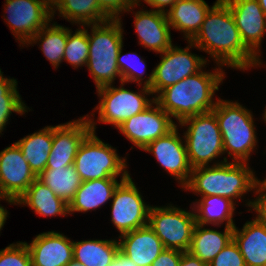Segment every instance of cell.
Instances as JSON below:
<instances>
[{
	"mask_svg": "<svg viewBox=\"0 0 266 266\" xmlns=\"http://www.w3.org/2000/svg\"><path fill=\"white\" fill-rule=\"evenodd\" d=\"M192 47L205 51L218 65L248 70L261 64L243 43L234 17L224 0H217L207 12Z\"/></svg>",
	"mask_w": 266,
	"mask_h": 266,
	"instance_id": "6da1fadb",
	"label": "cell"
},
{
	"mask_svg": "<svg viewBox=\"0 0 266 266\" xmlns=\"http://www.w3.org/2000/svg\"><path fill=\"white\" fill-rule=\"evenodd\" d=\"M224 76L220 67L214 72L200 70L163 89L154 97L155 101L179 123L190 116L211 112L217 104V101H213L215 91L219 89Z\"/></svg>",
	"mask_w": 266,
	"mask_h": 266,
	"instance_id": "7a4b0ae2",
	"label": "cell"
},
{
	"mask_svg": "<svg viewBox=\"0 0 266 266\" xmlns=\"http://www.w3.org/2000/svg\"><path fill=\"white\" fill-rule=\"evenodd\" d=\"M247 163L224 161L213 166H200L193 168L188 183L183 187L201 196H220L234 199L255 190L260 180L255 178L253 171Z\"/></svg>",
	"mask_w": 266,
	"mask_h": 266,
	"instance_id": "3957f363",
	"label": "cell"
},
{
	"mask_svg": "<svg viewBox=\"0 0 266 266\" xmlns=\"http://www.w3.org/2000/svg\"><path fill=\"white\" fill-rule=\"evenodd\" d=\"M121 18L109 19L98 24H87L92 29L88 33L89 56L86 63L96 89L113 85L112 82L121 74L117 64L118 53L123 47V30Z\"/></svg>",
	"mask_w": 266,
	"mask_h": 266,
	"instance_id": "277c9868",
	"label": "cell"
},
{
	"mask_svg": "<svg viewBox=\"0 0 266 266\" xmlns=\"http://www.w3.org/2000/svg\"><path fill=\"white\" fill-rule=\"evenodd\" d=\"M212 112L221 131L224 153L233 155L234 162L246 163L257 145L252 113L237 102L222 99L217 100Z\"/></svg>",
	"mask_w": 266,
	"mask_h": 266,
	"instance_id": "5b68a950",
	"label": "cell"
},
{
	"mask_svg": "<svg viewBox=\"0 0 266 266\" xmlns=\"http://www.w3.org/2000/svg\"><path fill=\"white\" fill-rule=\"evenodd\" d=\"M92 120L89 119L91 132L81 142L74 159L76 172L82 181L117 178L120 173L121 178H127L129 173L126 171V159L119 157L115 148L95 135L96 123Z\"/></svg>",
	"mask_w": 266,
	"mask_h": 266,
	"instance_id": "8992f818",
	"label": "cell"
},
{
	"mask_svg": "<svg viewBox=\"0 0 266 266\" xmlns=\"http://www.w3.org/2000/svg\"><path fill=\"white\" fill-rule=\"evenodd\" d=\"M179 124L188 125L183 137L192 169L208 166L209 162L224 153L221 131L212 111L190 116Z\"/></svg>",
	"mask_w": 266,
	"mask_h": 266,
	"instance_id": "52a82bcc",
	"label": "cell"
},
{
	"mask_svg": "<svg viewBox=\"0 0 266 266\" xmlns=\"http://www.w3.org/2000/svg\"><path fill=\"white\" fill-rule=\"evenodd\" d=\"M148 225L166 249L189 251L196 225L194 212L175 206L150 207Z\"/></svg>",
	"mask_w": 266,
	"mask_h": 266,
	"instance_id": "ba28073f",
	"label": "cell"
},
{
	"mask_svg": "<svg viewBox=\"0 0 266 266\" xmlns=\"http://www.w3.org/2000/svg\"><path fill=\"white\" fill-rule=\"evenodd\" d=\"M115 88L112 85L103 86L97 89L101 101L94 109H99L98 120L105 124L114 125L116 128L121 126L128 118L143 112L155 98L148 100L146 95L152 94L149 87L143 85L141 93L127 90L123 87ZM146 94V95H145Z\"/></svg>",
	"mask_w": 266,
	"mask_h": 266,
	"instance_id": "9c48e42d",
	"label": "cell"
},
{
	"mask_svg": "<svg viewBox=\"0 0 266 266\" xmlns=\"http://www.w3.org/2000/svg\"><path fill=\"white\" fill-rule=\"evenodd\" d=\"M181 49L173 44L161 53V61L144 82L154 93H160L168 86L196 74L206 64V59L189 52L192 43Z\"/></svg>",
	"mask_w": 266,
	"mask_h": 266,
	"instance_id": "30bf717a",
	"label": "cell"
},
{
	"mask_svg": "<svg viewBox=\"0 0 266 266\" xmlns=\"http://www.w3.org/2000/svg\"><path fill=\"white\" fill-rule=\"evenodd\" d=\"M112 199L111 221L121 235L148 225L151 206L144 203L130 175L121 178Z\"/></svg>",
	"mask_w": 266,
	"mask_h": 266,
	"instance_id": "8fae6325",
	"label": "cell"
},
{
	"mask_svg": "<svg viewBox=\"0 0 266 266\" xmlns=\"http://www.w3.org/2000/svg\"><path fill=\"white\" fill-rule=\"evenodd\" d=\"M5 18L20 43L29 39L52 21V0H6Z\"/></svg>",
	"mask_w": 266,
	"mask_h": 266,
	"instance_id": "7c38bea8",
	"label": "cell"
},
{
	"mask_svg": "<svg viewBox=\"0 0 266 266\" xmlns=\"http://www.w3.org/2000/svg\"><path fill=\"white\" fill-rule=\"evenodd\" d=\"M143 112L128 118L117 129L129 139L134 146L144 149L149 143L165 136L175 126L172 118L154 101Z\"/></svg>",
	"mask_w": 266,
	"mask_h": 266,
	"instance_id": "4fadbf2b",
	"label": "cell"
},
{
	"mask_svg": "<svg viewBox=\"0 0 266 266\" xmlns=\"http://www.w3.org/2000/svg\"><path fill=\"white\" fill-rule=\"evenodd\" d=\"M177 125L165 136L149 143L143 150L154 154L159 164L180 182L188 183L192 168L189 164L185 143L178 135Z\"/></svg>",
	"mask_w": 266,
	"mask_h": 266,
	"instance_id": "5bb4252c",
	"label": "cell"
},
{
	"mask_svg": "<svg viewBox=\"0 0 266 266\" xmlns=\"http://www.w3.org/2000/svg\"><path fill=\"white\" fill-rule=\"evenodd\" d=\"M36 178L16 142L0 152V186L9 199L17 202Z\"/></svg>",
	"mask_w": 266,
	"mask_h": 266,
	"instance_id": "9a60e30c",
	"label": "cell"
},
{
	"mask_svg": "<svg viewBox=\"0 0 266 266\" xmlns=\"http://www.w3.org/2000/svg\"><path fill=\"white\" fill-rule=\"evenodd\" d=\"M91 132L89 117L53 126L52 149L46 167H67L74 164L77 150Z\"/></svg>",
	"mask_w": 266,
	"mask_h": 266,
	"instance_id": "2e32d148",
	"label": "cell"
},
{
	"mask_svg": "<svg viewBox=\"0 0 266 266\" xmlns=\"http://www.w3.org/2000/svg\"><path fill=\"white\" fill-rule=\"evenodd\" d=\"M234 17L244 45L257 57L266 33V14L258 0H224Z\"/></svg>",
	"mask_w": 266,
	"mask_h": 266,
	"instance_id": "e0dca14e",
	"label": "cell"
},
{
	"mask_svg": "<svg viewBox=\"0 0 266 266\" xmlns=\"http://www.w3.org/2000/svg\"><path fill=\"white\" fill-rule=\"evenodd\" d=\"M26 246L32 266H66L73 259V242L58 232L41 233Z\"/></svg>",
	"mask_w": 266,
	"mask_h": 266,
	"instance_id": "ac0fdd59",
	"label": "cell"
},
{
	"mask_svg": "<svg viewBox=\"0 0 266 266\" xmlns=\"http://www.w3.org/2000/svg\"><path fill=\"white\" fill-rule=\"evenodd\" d=\"M134 22L140 45L157 53L164 52L172 45L166 13L153 9L138 11Z\"/></svg>",
	"mask_w": 266,
	"mask_h": 266,
	"instance_id": "d6986e66",
	"label": "cell"
},
{
	"mask_svg": "<svg viewBox=\"0 0 266 266\" xmlns=\"http://www.w3.org/2000/svg\"><path fill=\"white\" fill-rule=\"evenodd\" d=\"M119 238L120 251L138 266H151L165 249L149 225L124 233Z\"/></svg>",
	"mask_w": 266,
	"mask_h": 266,
	"instance_id": "ffe728a7",
	"label": "cell"
},
{
	"mask_svg": "<svg viewBox=\"0 0 266 266\" xmlns=\"http://www.w3.org/2000/svg\"><path fill=\"white\" fill-rule=\"evenodd\" d=\"M209 9L204 0H178L165 11L170 27L181 30L189 42L200 30Z\"/></svg>",
	"mask_w": 266,
	"mask_h": 266,
	"instance_id": "44dd1931",
	"label": "cell"
},
{
	"mask_svg": "<svg viewBox=\"0 0 266 266\" xmlns=\"http://www.w3.org/2000/svg\"><path fill=\"white\" fill-rule=\"evenodd\" d=\"M233 240L238 245L246 266H266V227L256 218L246 222L240 231L235 225Z\"/></svg>",
	"mask_w": 266,
	"mask_h": 266,
	"instance_id": "7402d4cb",
	"label": "cell"
},
{
	"mask_svg": "<svg viewBox=\"0 0 266 266\" xmlns=\"http://www.w3.org/2000/svg\"><path fill=\"white\" fill-rule=\"evenodd\" d=\"M119 184L114 177L83 181L76 191L74 199L69 203V214L99 208L113 197Z\"/></svg>",
	"mask_w": 266,
	"mask_h": 266,
	"instance_id": "603a6c76",
	"label": "cell"
},
{
	"mask_svg": "<svg viewBox=\"0 0 266 266\" xmlns=\"http://www.w3.org/2000/svg\"><path fill=\"white\" fill-rule=\"evenodd\" d=\"M16 204H27L40 216H57L69 214V205L57 197L53 191L38 178L28 187Z\"/></svg>",
	"mask_w": 266,
	"mask_h": 266,
	"instance_id": "cb8c5ba5",
	"label": "cell"
},
{
	"mask_svg": "<svg viewBox=\"0 0 266 266\" xmlns=\"http://www.w3.org/2000/svg\"><path fill=\"white\" fill-rule=\"evenodd\" d=\"M233 229L225 226L224 232H219L196 223L189 252L209 264L233 240Z\"/></svg>",
	"mask_w": 266,
	"mask_h": 266,
	"instance_id": "d4e9b609",
	"label": "cell"
},
{
	"mask_svg": "<svg viewBox=\"0 0 266 266\" xmlns=\"http://www.w3.org/2000/svg\"><path fill=\"white\" fill-rule=\"evenodd\" d=\"M52 140L53 126H47L16 142L37 177L46 168L49 153L52 149Z\"/></svg>",
	"mask_w": 266,
	"mask_h": 266,
	"instance_id": "484cf974",
	"label": "cell"
},
{
	"mask_svg": "<svg viewBox=\"0 0 266 266\" xmlns=\"http://www.w3.org/2000/svg\"><path fill=\"white\" fill-rule=\"evenodd\" d=\"M55 9L68 21L85 27L87 24H98L111 19L99 7L97 0H52V16Z\"/></svg>",
	"mask_w": 266,
	"mask_h": 266,
	"instance_id": "4316f807",
	"label": "cell"
},
{
	"mask_svg": "<svg viewBox=\"0 0 266 266\" xmlns=\"http://www.w3.org/2000/svg\"><path fill=\"white\" fill-rule=\"evenodd\" d=\"M119 250L115 239L73 241V259L82 266H109Z\"/></svg>",
	"mask_w": 266,
	"mask_h": 266,
	"instance_id": "83f0119b",
	"label": "cell"
},
{
	"mask_svg": "<svg viewBox=\"0 0 266 266\" xmlns=\"http://www.w3.org/2000/svg\"><path fill=\"white\" fill-rule=\"evenodd\" d=\"M196 203L192 209L196 211L194 214L197 224L203 226L205 224H213L218 226L224 221H227L225 224L226 227L235 226L233 212L235 211L236 203L230 199L220 196H203Z\"/></svg>",
	"mask_w": 266,
	"mask_h": 266,
	"instance_id": "f1b7e54d",
	"label": "cell"
},
{
	"mask_svg": "<svg viewBox=\"0 0 266 266\" xmlns=\"http://www.w3.org/2000/svg\"><path fill=\"white\" fill-rule=\"evenodd\" d=\"M37 178L68 205L74 199L76 191L83 182L74 165L46 167Z\"/></svg>",
	"mask_w": 266,
	"mask_h": 266,
	"instance_id": "f546056e",
	"label": "cell"
},
{
	"mask_svg": "<svg viewBox=\"0 0 266 266\" xmlns=\"http://www.w3.org/2000/svg\"><path fill=\"white\" fill-rule=\"evenodd\" d=\"M41 41L40 49L43 51L44 56L56 68L63 61L65 45L67 41V27L58 25L56 23L47 24L37 34L32 36L26 43L33 44Z\"/></svg>",
	"mask_w": 266,
	"mask_h": 266,
	"instance_id": "4dcf8cb0",
	"label": "cell"
},
{
	"mask_svg": "<svg viewBox=\"0 0 266 266\" xmlns=\"http://www.w3.org/2000/svg\"><path fill=\"white\" fill-rule=\"evenodd\" d=\"M89 56L88 30L77 29L72 35V30L67 28V41L63 60H66L74 68L86 66Z\"/></svg>",
	"mask_w": 266,
	"mask_h": 266,
	"instance_id": "1f68e13d",
	"label": "cell"
},
{
	"mask_svg": "<svg viewBox=\"0 0 266 266\" xmlns=\"http://www.w3.org/2000/svg\"><path fill=\"white\" fill-rule=\"evenodd\" d=\"M121 53H122V47H121V49L118 53V57H117V64H118L119 71L121 74L122 82H124V83L125 82L128 83L129 81L130 82H137L138 85L140 86V84L142 83L141 80H144L142 76L144 75V71L146 68V64L143 61L144 59L138 57V60H134V58L138 55L135 53H133V54L128 53V54L123 55V56ZM135 59H137V58H135Z\"/></svg>",
	"mask_w": 266,
	"mask_h": 266,
	"instance_id": "d6a6232c",
	"label": "cell"
},
{
	"mask_svg": "<svg viewBox=\"0 0 266 266\" xmlns=\"http://www.w3.org/2000/svg\"><path fill=\"white\" fill-rule=\"evenodd\" d=\"M0 266H32L26 242L10 244L0 250Z\"/></svg>",
	"mask_w": 266,
	"mask_h": 266,
	"instance_id": "836d02e7",
	"label": "cell"
},
{
	"mask_svg": "<svg viewBox=\"0 0 266 266\" xmlns=\"http://www.w3.org/2000/svg\"><path fill=\"white\" fill-rule=\"evenodd\" d=\"M208 266H246V264L238 245L232 240L216 255Z\"/></svg>",
	"mask_w": 266,
	"mask_h": 266,
	"instance_id": "e575fe53",
	"label": "cell"
},
{
	"mask_svg": "<svg viewBox=\"0 0 266 266\" xmlns=\"http://www.w3.org/2000/svg\"><path fill=\"white\" fill-rule=\"evenodd\" d=\"M26 108L21 98H0V134L8 123L12 112L22 115L27 111Z\"/></svg>",
	"mask_w": 266,
	"mask_h": 266,
	"instance_id": "d590c367",
	"label": "cell"
},
{
	"mask_svg": "<svg viewBox=\"0 0 266 266\" xmlns=\"http://www.w3.org/2000/svg\"><path fill=\"white\" fill-rule=\"evenodd\" d=\"M99 7L111 18L119 19L120 12L131 11L135 0H97Z\"/></svg>",
	"mask_w": 266,
	"mask_h": 266,
	"instance_id": "8d00e7d4",
	"label": "cell"
},
{
	"mask_svg": "<svg viewBox=\"0 0 266 266\" xmlns=\"http://www.w3.org/2000/svg\"><path fill=\"white\" fill-rule=\"evenodd\" d=\"M255 190L259 196L254 201H248L247 205L257 212L256 219L266 227V187L259 184Z\"/></svg>",
	"mask_w": 266,
	"mask_h": 266,
	"instance_id": "74e56055",
	"label": "cell"
},
{
	"mask_svg": "<svg viewBox=\"0 0 266 266\" xmlns=\"http://www.w3.org/2000/svg\"><path fill=\"white\" fill-rule=\"evenodd\" d=\"M181 255L182 251L165 248L151 266H178Z\"/></svg>",
	"mask_w": 266,
	"mask_h": 266,
	"instance_id": "f35d334b",
	"label": "cell"
},
{
	"mask_svg": "<svg viewBox=\"0 0 266 266\" xmlns=\"http://www.w3.org/2000/svg\"><path fill=\"white\" fill-rule=\"evenodd\" d=\"M0 98H21L17 91L16 79H8L0 74Z\"/></svg>",
	"mask_w": 266,
	"mask_h": 266,
	"instance_id": "ab89813d",
	"label": "cell"
},
{
	"mask_svg": "<svg viewBox=\"0 0 266 266\" xmlns=\"http://www.w3.org/2000/svg\"><path fill=\"white\" fill-rule=\"evenodd\" d=\"M178 266H208L198 257L193 256L189 251L182 252L181 259Z\"/></svg>",
	"mask_w": 266,
	"mask_h": 266,
	"instance_id": "60d3db41",
	"label": "cell"
},
{
	"mask_svg": "<svg viewBox=\"0 0 266 266\" xmlns=\"http://www.w3.org/2000/svg\"><path fill=\"white\" fill-rule=\"evenodd\" d=\"M178 0H144L146 4L151 6L152 8H155V11L165 12L164 8L169 6L170 8L177 2ZM138 2H141L140 0H135L136 5Z\"/></svg>",
	"mask_w": 266,
	"mask_h": 266,
	"instance_id": "b9f144b4",
	"label": "cell"
},
{
	"mask_svg": "<svg viewBox=\"0 0 266 266\" xmlns=\"http://www.w3.org/2000/svg\"><path fill=\"white\" fill-rule=\"evenodd\" d=\"M109 266H138V265L119 250L114 260Z\"/></svg>",
	"mask_w": 266,
	"mask_h": 266,
	"instance_id": "7bdbcfd3",
	"label": "cell"
},
{
	"mask_svg": "<svg viewBox=\"0 0 266 266\" xmlns=\"http://www.w3.org/2000/svg\"><path fill=\"white\" fill-rule=\"evenodd\" d=\"M8 212L6 209H4L3 206L0 205V230L5 224V221L7 219Z\"/></svg>",
	"mask_w": 266,
	"mask_h": 266,
	"instance_id": "ee69618b",
	"label": "cell"
},
{
	"mask_svg": "<svg viewBox=\"0 0 266 266\" xmlns=\"http://www.w3.org/2000/svg\"><path fill=\"white\" fill-rule=\"evenodd\" d=\"M6 200L7 202H9L10 203V205L11 204H16V201H14V200H12V199H9L4 193H3V191H2V188H1V186H0V200Z\"/></svg>",
	"mask_w": 266,
	"mask_h": 266,
	"instance_id": "f6af8a7d",
	"label": "cell"
},
{
	"mask_svg": "<svg viewBox=\"0 0 266 266\" xmlns=\"http://www.w3.org/2000/svg\"><path fill=\"white\" fill-rule=\"evenodd\" d=\"M66 266H82L77 260L72 259Z\"/></svg>",
	"mask_w": 266,
	"mask_h": 266,
	"instance_id": "bcb514c9",
	"label": "cell"
},
{
	"mask_svg": "<svg viewBox=\"0 0 266 266\" xmlns=\"http://www.w3.org/2000/svg\"><path fill=\"white\" fill-rule=\"evenodd\" d=\"M258 1H259V4H260L262 10L266 14V0H258Z\"/></svg>",
	"mask_w": 266,
	"mask_h": 266,
	"instance_id": "7dc6e473",
	"label": "cell"
},
{
	"mask_svg": "<svg viewBox=\"0 0 266 266\" xmlns=\"http://www.w3.org/2000/svg\"><path fill=\"white\" fill-rule=\"evenodd\" d=\"M260 184H261L262 186L266 187V179L260 181Z\"/></svg>",
	"mask_w": 266,
	"mask_h": 266,
	"instance_id": "c3c4849f",
	"label": "cell"
},
{
	"mask_svg": "<svg viewBox=\"0 0 266 266\" xmlns=\"http://www.w3.org/2000/svg\"><path fill=\"white\" fill-rule=\"evenodd\" d=\"M264 112H265V113H264V121L266 122V109H265Z\"/></svg>",
	"mask_w": 266,
	"mask_h": 266,
	"instance_id": "681fc988",
	"label": "cell"
}]
</instances>
